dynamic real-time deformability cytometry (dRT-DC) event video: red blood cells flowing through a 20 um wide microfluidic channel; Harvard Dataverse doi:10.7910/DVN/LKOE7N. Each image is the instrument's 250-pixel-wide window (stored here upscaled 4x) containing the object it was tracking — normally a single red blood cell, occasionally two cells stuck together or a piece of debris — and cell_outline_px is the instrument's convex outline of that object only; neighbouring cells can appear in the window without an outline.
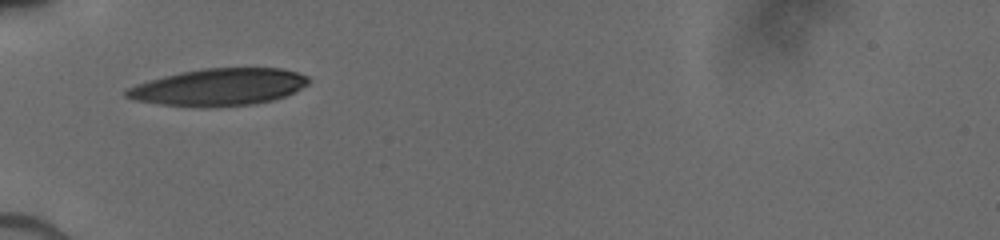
{"species": "human", "species_latin": "Homo sapiens", "temperature_condition": "cold", "stored_images_in_passage": 5, "camera_frame_rate_fps": 3000, "um_per_image_px": 0.085, "donor": {"sex": "male"}, "frame": {"image": 1, "passage_image": 1, "time_ms": 0.0, "image_size_px": [1000, 240], "cell_outline_px": [[312, 80], [308, 84], [284, 96], [272, 100], [256, 104], [204, 108], [200, 108], [160, 104], [132, 100], [124, 96], [124, 88], [148, 80], [180, 72], [204, 68], [280, 68], [296, 72], [308, 76]], "centroid_in_image_um": [18.55, 7.41], "position_along_channel_um": 66.5, "area_um2": 39.77}}
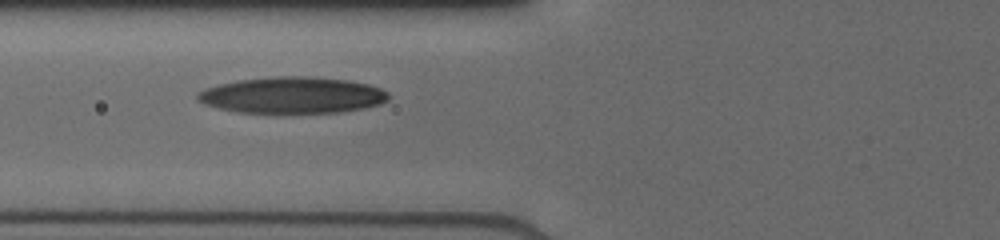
{"frame": {"image": 2, "passage_image": 4, "time_ms": 1.0, "image_size_px": [1000, 240], "cell_outline_px": [[388, 100], [380, 104], [364, 108], [340, 112], [236, 112], [204, 104], [196, 100], [196, 92], [204, 88], [236, 80], [276, 76], [308, 76], [348, 80], [368, 84], [380, 88], [388, 92]], "centroid_in_image_um": [24.82, 8.08], "position_along_channel_um": 101.0, "area_um2": 40.46}}